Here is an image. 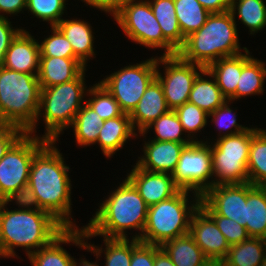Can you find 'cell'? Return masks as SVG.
Returning <instances> with one entry per match:
<instances>
[{
    "label": "cell",
    "mask_w": 266,
    "mask_h": 266,
    "mask_svg": "<svg viewBox=\"0 0 266 266\" xmlns=\"http://www.w3.org/2000/svg\"><path fill=\"white\" fill-rule=\"evenodd\" d=\"M56 144V141L48 140L34 154L28 184L41 210L50 213L65 228H78L71 216L70 167L64 162L63 153H60Z\"/></svg>",
    "instance_id": "6da1fadb"
},
{
    "label": "cell",
    "mask_w": 266,
    "mask_h": 266,
    "mask_svg": "<svg viewBox=\"0 0 266 266\" xmlns=\"http://www.w3.org/2000/svg\"><path fill=\"white\" fill-rule=\"evenodd\" d=\"M98 207L93 218L83 226L87 241L97 236L126 239L128 229L140 230L131 239H141L149 206L127 178Z\"/></svg>",
    "instance_id": "7a4b0ae2"
},
{
    "label": "cell",
    "mask_w": 266,
    "mask_h": 266,
    "mask_svg": "<svg viewBox=\"0 0 266 266\" xmlns=\"http://www.w3.org/2000/svg\"><path fill=\"white\" fill-rule=\"evenodd\" d=\"M0 208V258L17 257L22 247L26 256L48 245L65 227L44 210H8Z\"/></svg>",
    "instance_id": "3957f363"
},
{
    "label": "cell",
    "mask_w": 266,
    "mask_h": 266,
    "mask_svg": "<svg viewBox=\"0 0 266 266\" xmlns=\"http://www.w3.org/2000/svg\"><path fill=\"white\" fill-rule=\"evenodd\" d=\"M236 22L230 11L211 13L198 31L185 38L177 55L206 69L221 58L243 53L247 48L239 43Z\"/></svg>",
    "instance_id": "277c9868"
},
{
    "label": "cell",
    "mask_w": 266,
    "mask_h": 266,
    "mask_svg": "<svg viewBox=\"0 0 266 266\" xmlns=\"http://www.w3.org/2000/svg\"><path fill=\"white\" fill-rule=\"evenodd\" d=\"M85 71L87 70L85 69L70 82L41 88L36 123L26 133L38 136L36 134L38 125L36 124L40 117H43L45 134L41 137L50 141H58L59 135L72 125L77 112L86 101L84 98H86L88 86L85 84ZM82 101L84 102L82 103Z\"/></svg>",
    "instance_id": "5b68a950"
},
{
    "label": "cell",
    "mask_w": 266,
    "mask_h": 266,
    "mask_svg": "<svg viewBox=\"0 0 266 266\" xmlns=\"http://www.w3.org/2000/svg\"><path fill=\"white\" fill-rule=\"evenodd\" d=\"M41 87L37 75L0 67V124L25 133L36 123Z\"/></svg>",
    "instance_id": "8992f818"
},
{
    "label": "cell",
    "mask_w": 266,
    "mask_h": 266,
    "mask_svg": "<svg viewBox=\"0 0 266 266\" xmlns=\"http://www.w3.org/2000/svg\"><path fill=\"white\" fill-rule=\"evenodd\" d=\"M180 189L174 196L149 206L140 241L161 246L164 242L189 233L193 213L199 208L201 196ZM190 200V201H189Z\"/></svg>",
    "instance_id": "52a82bcc"
},
{
    "label": "cell",
    "mask_w": 266,
    "mask_h": 266,
    "mask_svg": "<svg viewBox=\"0 0 266 266\" xmlns=\"http://www.w3.org/2000/svg\"><path fill=\"white\" fill-rule=\"evenodd\" d=\"M113 18L132 42L146 48L164 49L162 56L177 55L178 51L164 38L149 0H128Z\"/></svg>",
    "instance_id": "ba28073f"
},
{
    "label": "cell",
    "mask_w": 266,
    "mask_h": 266,
    "mask_svg": "<svg viewBox=\"0 0 266 266\" xmlns=\"http://www.w3.org/2000/svg\"><path fill=\"white\" fill-rule=\"evenodd\" d=\"M157 56L136 64H129L100 81L119 103L120 109L130 114L142 98L146 88L156 78Z\"/></svg>",
    "instance_id": "9c48e42d"
},
{
    "label": "cell",
    "mask_w": 266,
    "mask_h": 266,
    "mask_svg": "<svg viewBox=\"0 0 266 266\" xmlns=\"http://www.w3.org/2000/svg\"><path fill=\"white\" fill-rule=\"evenodd\" d=\"M207 142L201 139L185 146L172 173L180 189L200 196L213 186L212 154Z\"/></svg>",
    "instance_id": "30bf717a"
},
{
    "label": "cell",
    "mask_w": 266,
    "mask_h": 266,
    "mask_svg": "<svg viewBox=\"0 0 266 266\" xmlns=\"http://www.w3.org/2000/svg\"><path fill=\"white\" fill-rule=\"evenodd\" d=\"M48 140L24 133L0 160V194L6 199L14 191L28 184L34 154Z\"/></svg>",
    "instance_id": "8fae6325"
},
{
    "label": "cell",
    "mask_w": 266,
    "mask_h": 266,
    "mask_svg": "<svg viewBox=\"0 0 266 266\" xmlns=\"http://www.w3.org/2000/svg\"><path fill=\"white\" fill-rule=\"evenodd\" d=\"M159 65H164V76L160 72ZM203 69L202 66L182 60L178 55L157 56L156 79L163 88L166 104L170 110H175L188 102L193 82Z\"/></svg>",
    "instance_id": "7c38bea8"
},
{
    "label": "cell",
    "mask_w": 266,
    "mask_h": 266,
    "mask_svg": "<svg viewBox=\"0 0 266 266\" xmlns=\"http://www.w3.org/2000/svg\"><path fill=\"white\" fill-rule=\"evenodd\" d=\"M201 199L217 214L246 228L247 182L212 186Z\"/></svg>",
    "instance_id": "4fadbf2b"
},
{
    "label": "cell",
    "mask_w": 266,
    "mask_h": 266,
    "mask_svg": "<svg viewBox=\"0 0 266 266\" xmlns=\"http://www.w3.org/2000/svg\"><path fill=\"white\" fill-rule=\"evenodd\" d=\"M189 234L209 260L222 261L230 249L215 221L200 206L191 217Z\"/></svg>",
    "instance_id": "5bb4252c"
},
{
    "label": "cell",
    "mask_w": 266,
    "mask_h": 266,
    "mask_svg": "<svg viewBox=\"0 0 266 266\" xmlns=\"http://www.w3.org/2000/svg\"><path fill=\"white\" fill-rule=\"evenodd\" d=\"M84 227L65 228L48 245L31 253L28 256L32 266H73L74 257H72L62 244H75L84 250L87 243Z\"/></svg>",
    "instance_id": "9a60e30c"
},
{
    "label": "cell",
    "mask_w": 266,
    "mask_h": 266,
    "mask_svg": "<svg viewBox=\"0 0 266 266\" xmlns=\"http://www.w3.org/2000/svg\"><path fill=\"white\" fill-rule=\"evenodd\" d=\"M126 176L148 206L166 200L180 190L171 174L143 170L137 165Z\"/></svg>",
    "instance_id": "2e32d148"
},
{
    "label": "cell",
    "mask_w": 266,
    "mask_h": 266,
    "mask_svg": "<svg viewBox=\"0 0 266 266\" xmlns=\"http://www.w3.org/2000/svg\"><path fill=\"white\" fill-rule=\"evenodd\" d=\"M143 142L144 155H140L136 165L143 170L171 175L178 164L181 151L191 144L151 139Z\"/></svg>",
    "instance_id": "e0dca14e"
},
{
    "label": "cell",
    "mask_w": 266,
    "mask_h": 266,
    "mask_svg": "<svg viewBox=\"0 0 266 266\" xmlns=\"http://www.w3.org/2000/svg\"><path fill=\"white\" fill-rule=\"evenodd\" d=\"M22 29L8 48L3 67L9 70L38 75L40 46L38 40Z\"/></svg>",
    "instance_id": "ac0fdd59"
},
{
    "label": "cell",
    "mask_w": 266,
    "mask_h": 266,
    "mask_svg": "<svg viewBox=\"0 0 266 266\" xmlns=\"http://www.w3.org/2000/svg\"><path fill=\"white\" fill-rule=\"evenodd\" d=\"M169 110L163 88L155 78L146 88L137 106L129 114L132 127L138 133L143 132L148 125Z\"/></svg>",
    "instance_id": "d6986e66"
},
{
    "label": "cell",
    "mask_w": 266,
    "mask_h": 266,
    "mask_svg": "<svg viewBox=\"0 0 266 266\" xmlns=\"http://www.w3.org/2000/svg\"><path fill=\"white\" fill-rule=\"evenodd\" d=\"M86 66L78 58L40 57L37 78L41 88L76 79Z\"/></svg>",
    "instance_id": "ffe728a7"
},
{
    "label": "cell",
    "mask_w": 266,
    "mask_h": 266,
    "mask_svg": "<svg viewBox=\"0 0 266 266\" xmlns=\"http://www.w3.org/2000/svg\"><path fill=\"white\" fill-rule=\"evenodd\" d=\"M251 57L247 49L236 56L221 58L206 68L215 78L223 96L232 103L236 100V87L242 67Z\"/></svg>",
    "instance_id": "44dd1931"
},
{
    "label": "cell",
    "mask_w": 266,
    "mask_h": 266,
    "mask_svg": "<svg viewBox=\"0 0 266 266\" xmlns=\"http://www.w3.org/2000/svg\"><path fill=\"white\" fill-rule=\"evenodd\" d=\"M137 138L138 133L132 127L130 116L123 113L119 117L104 120L97 142L106 158H111L116 151L123 149L127 140Z\"/></svg>",
    "instance_id": "7402d4cb"
},
{
    "label": "cell",
    "mask_w": 266,
    "mask_h": 266,
    "mask_svg": "<svg viewBox=\"0 0 266 266\" xmlns=\"http://www.w3.org/2000/svg\"><path fill=\"white\" fill-rule=\"evenodd\" d=\"M56 27L71 43L75 56L87 67V61L96 58L93 48L94 32L90 23L82 19H62Z\"/></svg>",
    "instance_id": "603a6c76"
},
{
    "label": "cell",
    "mask_w": 266,
    "mask_h": 266,
    "mask_svg": "<svg viewBox=\"0 0 266 266\" xmlns=\"http://www.w3.org/2000/svg\"><path fill=\"white\" fill-rule=\"evenodd\" d=\"M245 221L250 237L266 239V186L247 182Z\"/></svg>",
    "instance_id": "cb8c5ba5"
},
{
    "label": "cell",
    "mask_w": 266,
    "mask_h": 266,
    "mask_svg": "<svg viewBox=\"0 0 266 266\" xmlns=\"http://www.w3.org/2000/svg\"><path fill=\"white\" fill-rule=\"evenodd\" d=\"M207 76L210 79L205 78ZM226 101L215 78L204 68L193 82L188 102L210 114Z\"/></svg>",
    "instance_id": "d4e9b609"
},
{
    "label": "cell",
    "mask_w": 266,
    "mask_h": 266,
    "mask_svg": "<svg viewBox=\"0 0 266 266\" xmlns=\"http://www.w3.org/2000/svg\"><path fill=\"white\" fill-rule=\"evenodd\" d=\"M175 266H203L209 259L188 233L160 246Z\"/></svg>",
    "instance_id": "484cf974"
},
{
    "label": "cell",
    "mask_w": 266,
    "mask_h": 266,
    "mask_svg": "<svg viewBox=\"0 0 266 266\" xmlns=\"http://www.w3.org/2000/svg\"><path fill=\"white\" fill-rule=\"evenodd\" d=\"M266 257V239L249 237L230 246L222 266H260Z\"/></svg>",
    "instance_id": "4316f807"
},
{
    "label": "cell",
    "mask_w": 266,
    "mask_h": 266,
    "mask_svg": "<svg viewBox=\"0 0 266 266\" xmlns=\"http://www.w3.org/2000/svg\"><path fill=\"white\" fill-rule=\"evenodd\" d=\"M149 4L164 38L178 51L185 38L176 17L174 0H149Z\"/></svg>",
    "instance_id": "83f0119b"
},
{
    "label": "cell",
    "mask_w": 266,
    "mask_h": 266,
    "mask_svg": "<svg viewBox=\"0 0 266 266\" xmlns=\"http://www.w3.org/2000/svg\"><path fill=\"white\" fill-rule=\"evenodd\" d=\"M249 158L212 157L213 186L248 182Z\"/></svg>",
    "instance_id": "f1b7e54d"
},
{
    "label": "cell",
    "mask_w": 266,
    "mask_h": 266,
    "mask_svg": "<svg viewBox=\"0 0 266 266\" xmlns=\"http://www.w3.org/2000/svg\"><path fill=\"white\" fill-rule=\"evenodd\" d=\"M103 123L104 120L84 102L70 126L73 128L76 144L83 147L95 144Z\"/></svg>",
    "instance_id": "f546056e"
},
{
    "label": "cell",
    "mask_w": 266,
    "mask_h": 266,
    "mask_svg": "<svg viewBox=\"0 0 266 266\" xmlns=\"http://www.w3.org/2000/svg\"><path fill=\"white\" fill-rule=\"evenodd\" d=\"M229 11L234 19H237L238 15L239 20L248 27L251 35L266 27V2L264 0H231Z\"/></svg>",
    "instance_id": "4dcf8cb0"
},
{
    "label": "cell",
    "mask_w": 266,
    "mask_h": 266,
    "mask_svg": "<svg viewBox=\"0 0 266 266\" xmlns=\"http://www.w3.org/2000/svg\"><path fill=\"white\" fill-rule=\"evenodd\" d=\"M247 170L249 183L266 186V129L259 128L251 137Z\"/></svg>",
    "instance_id": "1f68e13d"
},
{
    "label": "cell",
    "mask_w": 266,
    "mask_h": 266,
    "mask_svg": "<svg viewBox=\"0 0 266 266\" xmlns=\"http://www.w3.org/2000/svg\"><path fill=\"white\" fill-rule=\"evenodd\" d=\"M265 80L266 64L262 60L251 57L242 67L236 87V99L263 94Z\"/></svg>",
    "instance_id": "d6a6232c"
},
{
    "label": "cell",
    "mask_w": 266,
    "mask_h": 266,
    "mask_svg": "<svg viewBox=\"0 0 266 266\" xmlns=\"http://www.w3.org/2000/svg\"><path fill=\"white\" fill-rule=\"evenodd\" d=\"M105 248L94 244L86 243L84 250L95 254L96 259L104 254L105 266H130L131 262V239L126 238H105L103 237ZM104 251V252H103Z\"/></svg>",
    "instance_id": "836d02e7"
},
{
    "label": "cell",
    "mask_w": 266,
    "mask_h": 266,
    "mask_svg": "<svg viewBox=\"0 0 266 266\" xmlns=\"http://www.w3.org/2000/svg\"><path fill=\"white\" fill-rule=\"evenodd\" d=\"M258 129L251 126L239 134L215 139L211 144L209 142L212 157L249 158L251 137Z\"/></svg>",
    "instance_id": "e575fe53"
},
{
    "label": "cell",
    "mask_w": 266,
    "mask_h": 266,
    "mask_svg": "<svg viewBox=\"0 0 266 266\" xmlns=\"http://www.w3.org/2000/svg\"><path fill=\"white\" fill-rule=\"evenodd\" d=\"M174 5L184 38L198 31L211 14L198 0H174Z\"/></svg>",
    "instance_id": "d590c367"
},
{
    "label": "cell",
    "mask_w": 266,
    "mask_h": 266,
    "mask_svg": "<svg viewBox=\"0 0 266 266\" xmlns=\"http://www.w3.org/2000/svg\"><path fill=\"white\" fill-rule=\"evenodd\" d=\"M154 129V137H151L156 141H171L179 143H193L189 137H183L185 131L180 123L179 117L174 110H169L167 113L161 115L157 120L148 125L143 132L139 133V136H144L150 130Z\"/></svg>",
    "instance_id": "8d00e7d4"
},
{
    "label": "cell",
    "mask_w": 266,
    "mask_h": 266,
    "mask_svg": "<svg viewBox=\"0 0 266 266\" xmlns=\"http://www.w3.org/2000/svg\"><path fill=\"white\" fill-rule=\"evenodd\" d=\"M85 102L103 119L108 120L121 116L124 112L111 93L100 82L93 84L87 91Z\"/></svg>",
    "instance_id": "74e56055"
},
{
    "label": "cell",
    "mask_w": 266,
    "mask_h": 266,
    "mask_svg": "<svg viewBox=\"0 0 266 266\" xmlns=\"http://www.w3.org/2000/svg\"><path fill=\"white\" fill-rule=\"evenodd\" d=\"M174 111L183 126L185 136L189 137L193 142H199L194 134L196 133L197 135V132H201L207 125L209 121L208 114L195 104L189 102L177 107ZM186 133L188 134L186 135Z\"/></svg>",
    "instance_id": "f35d334b"
},
{
    "label": "cell",
    "mask_w": 266,
    "mask_h": 266,
    "mask_svg": "<svg viewBox=\"0 0 266 266\" xmlns=\"http://www.w3.org/2000/svg\"><path fill=\"white\" fill-rule=\"evenodd\" d=\"M68 0H26V10L37 19L56 26L63 18Z\"/></svg>",
    "instance_id": "ab89813d"
},
{
    "label": "cell",
    "mask_w": 266,
    "mask_h": 266,
    "mask_svg": "<svg viewBox=\"0 0 266 266\" xmlns=\"http://www.w3.org/2000/svg\"><path fill=\"white\" fill-rule=\"evenodd\" d=\"M231 103V101L227 100L222 106H219L212 113L208 114V118H211V122H213L216 127L218 126L216 129H220L216 139L236 135L250 128L237 123L236 111L230 108L231 106L229 104Z\"/></svg>",
    "instance_id": "60d3db41"
},
{
    "label": "cell",
    "mask_w": 266,
    "mask_h": 266,
    "mask_svg": "<svg viewBox=\"0 0 266 266\" xmlns=\"http://www.w3.org/2000/svg\"><path fill=\"white\" fill-rule=\"evenodd\" d=\"M200 207L215 221L230 246L241 243L250 237L245 227L235 220L217 215L202 199Z\"/></svg>",
    "instance_id": "b9f144b4"
},
{
    "label": "cell",
    "mask_w": 266,
    "mask_h": 266,
    "mask_svg": "<svg viewBox=\"0 0 266 266\" xmlns=\"http://www.w3.org/2000/svg\"><path fill=\"white\" fill-rule=\"evenodd\" d=\"M51 30L52 34L39 43L40 57L77 58L64 34L56 26Z\"/></svg>",
    "instance_id": "7bdbcfd3"
},
{
    "label": "cell",
    "mask_w": 266,
    "mask_h": 266,
    "mask_svg": "<svg viewBox=\"0 0 266 266\" xmlns=\"http://www.w3.org/2000/svg\"><path fill=\"white\" fill-rule=\"evenodd\" d=\"M160 248L159 245L143 243L132 238L130 266H154L155 253Z\"/></svg>",
    "instance_id": "ee69618b"
},
{
    "label": "cell",
    "mask_w": 266,
    "mask_h": 266,
    "mask_svg": "<svg viewBox=\"0 0 266 266\" xmlns=\"http://www.w3.org/2000/svg\"><path fill=\"white\" fill-rule=\"evenodd\" d=\"M14 202L22 210H41L36 195L29 184L23 185L18 190L14 191L10 196L5 199V202Z\"/></svg>",
    "instance_id": "f6af8a7d"
},
{
    "label": "cell",
    "mask_w": 266,
    "mask_h": 266,
    "mask_svg": "<svg viewBox=\"0 0 266 266\" xmlns=\"http://www.w3.org/2000/svg\"><path fill=\"white\" fill-rule=\"evenodd\" d=\"M12 22L8 17H0V67L3 66L5 54L10 47L12 40L17 36V34L23 29L13 28Z\"/></svg>",
    "instance_id": "bcb514c9"
},
{
    "label": "cell",
    "mask_w": 266,
    "mask_h": 266,
    "mask_svg": "<svg viewBox=\"0 0 266 266\" xmlns=\"http://www.w3.org/2000/svg\"><path fill=\"white\" fill-rule=\"evenodd\" d=\"M25 132L14 125L0 124V160L3 158L9 148L24 134Z\"/></svg>",
    "instance_id": "7dc6e473"
},
{
    "label": "cell",
    "mask_w": 266,
    "mask_h": 266,
    "mask_svg": "<svg viewBox=\"0 0 266 266\" xmlns=\"http://www.w3.org/2000/svg\"><path fill=\"white\" fill-rule=\"evenodd\" d=\"M85 2L87 6L95 7L105 13H109L113 17L122 9L128 0H80Z\"/></svg>",
    "instance_id": "c3c4849f"
},
{
    "label": "cell",
    "mask_w": 266,
    "mask_h": 266,
    "mask_svg": "<svg viewBox=\"0 0 266 266\" xmlns=\"http://www.w3.org/2000/svg\"><path fill=\"white\" fill-rule=\"evenodd\" d=\"M23 11H26V0H0V13H2L0 17L2 18L8 17L5 14L14 16L23 13Z\"/></svg>",
    "instance_id": "681fc988"
},
{
    "label": "cell",
    "mask_w": 266,
    "mask_h": 266,
    "mask_svg": "<svg viewBox=\"0 0 266 266\" xmlns=\"http://www.w3.org/2000/svg\"><path fill=\"white\" fill-rule=\"evenodd\" d=\"M210 13H223L230 10L231 0H198Z\"/></svg>",
    "instance_id": "f907efd6"
},
{
    "label": "cell",
    "mask_w": 266,
    "mask_h": 266,
    "mask_svg": "<svg viewBox=\"0 0 266 266\" xmlns=\"http://www.w3.org/2000/svg\"><path fill=\"white\" fill-rule=\"evenodd\" d=\"M154 266H175L170 259V257L167 255V253L160 248L155 253V260H154Z\"/></svg>",
    "instance_id": "816d5d0a"
},
{
    "label": "cell",
    "mask_w": 266,
    "mask_h": 266,
    "mask_svg": "<svg viewBox=\"0 0 266 266\" xmlns=\"http://www.w3.org/2000/svg\"><path fill=\"white\" fill-rule=\"evenodd\" d=\"M97 260L95 262H89V260L87 261L86 258H82L80 259V262L77 263V261L74 260L73 266H99L98 263H96Z\"/></svg>",
    "instance_id": "f5cc1de1"
},
{
    "label": "cell",
    "mask_w": 266,
    "mask_h": 266,
    "mask_svg": "<svg viewBox=\"0 0 266 266\" xmlns=\"http://www.w3.org/2000/svg\"><path fill=\"white\" fill-rule=\"evenodd\" d=\"M203 266H222V262L217 260H209Z\"/></svg>",
    "instance_id": "db71d44e"
},
{
    "label": "cell",
    "mask_w": 266,
    "mask_h": 266,
    "mask_svg": "<svg viewBox=\"0 0 266 266\" xmlns=\"http://www.w3.org/2000/svg\"><path fill=\"white\" fill-rule=\"evenodd\" d=\"M5 199L0 194V208L4 205Z\"/></svg>",
    "instance_id": "11a10c76"
}]
</instances>
